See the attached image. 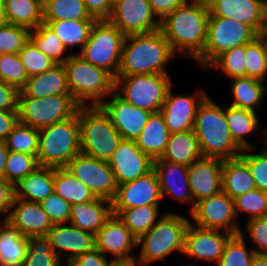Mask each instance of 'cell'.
I'll use <instances>...</instances> for the list:
<instances>
[{
	"label": "cell",
	"mask_w": 267,
	"mask_h": 266,
	"mask_svg": "<svg viewBox=\"0 0 267 266\" xmlns=\"http://www.w3.org/2000/svg\"><path fill=\"white\" fill-rule=\"evenodd\" d=\"M80 105L71 95L55 94L43 98L18 95V121L41 129L72 117Z\"/></svg>",
	"instance_id": "obj_10"
},
{
	"label": "cell",
	"mask_w": 267,
	"mask_h": 266,
	"mask_svg": "<svg viewBox=\"0 0 267 266\" xmlns=\"http://www.w3.org/2000/svg\"><path fill=\"white\" fill-rule=\"evenodd\" d=\"M190 220L176 213H163L161 218L137 240L141 246L139 261L142 266L164 260L173 251L184 252L185 232Z\"/></svg>",
	"instance_id": "obj_7"
},
{
	"label": "cell",
	"mask_w": 267,
	"mask_h": 266,
	"mask_svg": "<svg viewBox=\"0 0 267 266\" xmlns=\"http://www.w3.org/2000/svg\"><path fill=\"white\" fill-rule=\"evenodd\" d=\"M54 192L71 205L85 203L95 198L90 189L65 167L54 168Z\"/></svg>",
	"instance_id": "obj_38"
},
{
	"label": "cell",
	"mask_w": 267,
	"mask_h": 266,
	"mask_svg": "<svg viewBox=\"0 0 267 266\" xmlns=\"http://www.w3.org/2000/svg\"><path fill=\"white\" fill-rule=\"evenodd\" d=\"M47 236L51 240L54 252L61 260L66 251L67 265L78 256L95 248V235L73 226L70 222L54 224Z\"/></svg>",
	"instance_id": "obj_23"
},
{
	"label": "cell",
	"mask_w": 267,
	"mask_h": 266,
	"mask_svg": "<svg viewBox=\"0 0 267 266\" xmlns=\"http://www.w3.org/2000/svg\"><path fill=\"white\" fill-rule=\"evenodd\" d=\"M158 209L159 205H144L126 209H112V212L119 217L138 240L161 218H157L160 214Z\"/></svg>",
	"instance_id": "obj_36"
},
{
	"label": "cell",
	"mask_w": 267,
	"mask_h": 266,
	"mask_svg": "<svg viewBox=\"0 0 267 266\" xmlns=\"http://www.w3.org/2000/svg\"><path fill=\"white\" fill-rule=\"evenodd\" d=\"M29 77L52 69L57 64L43 54L31 40L18 53Z\"/></svg>",
	"instance_id": "obj_50"
},
{
	"label": "cell",
	"mask_w": 267,
	"mask_h": 266,
	"mask_svg": "<svg viewBox=\"0 0 267 266\" xmlns=\"http://www.w3.org/2000/svg\"><path fill=\"white\" fill-rule=\"evenodd\" d=\"M80 152L77 112L66 120L39 129L37 159L40 166L63 168Z\"/></svg>",
	"instance_id": "obj_6"
},
{
	"label": "cell",
	"mask_w": 267,
	"mask_h": 266,
	"mask_svg": "<svg viewBox=\"0 0 267 266\" xmlns=\"http://www.w3.org/2000/svg\"><path fill=\"white\" fill-rule=\"evenodd\" d=\"M160 29L125 36L116 77L135 74H168L166 65L175 57Z\"/></svg>",
	"instance_id": "obj_2"
},
{
	"label": "cell",
	"mask_w": 267,
	"mask_h": 266,
	"mask_svg": "<svg viewBox=\"0 0 267 266\" xmlns=\"http://www.w3.org/2000/svg\"><path fill=\"white\" fill-rule=\"evenodd\" d=\"M112 214V201L95 197L88 202L71 205L70 223L96 235Z\"/></svg>",
	"instance_id": "obj_26"
},
{
	"label": "cell",
	"mask_w": 267,
	"mask_h": 266,
	"mask_svg": "<svg viewBox=\"0 0 267 266\" xmlns=\"http://www.w3.org/2000/svg\"><path fill=\"white\" fill-rule=\"evenodd\" d=\"M137 246V239L117 215L112 214L95 235V247L105 256L112 254L113 259L135 257L130 254Z\"/></svg>",
	"instance_id": "obj_21"
},
{
	"label": "cell",
	"mask_w": 267,
	"mask_h": 266,
	"mask_svg": "<svg viewBox=\"0 0 267 266\" xmlns=\"http://www.w3.org/2000/svg\"><path fill=\"white\" fill-rule=\"evenodd\" d=\"M225 117L229 125L230 134L235 143L242 150L256 148V145H252L250 141L246 140L247 135L263 131L259 128L260 125H258L259 122L256 111L228 105V107L225 108Z\"/></svg>",
	"instance_id": "obj_33"
},
{
	"label": "cell",
	"mask_w": 267,
	"mask_h": 266,
	"mask_svg": "<svg viewBox=\"0 0 267 266\" xmlns=\"http://www.w3.org/2000/svg\"><path fill=\"white\" fill-rule=\"evenodd\" d=\"M222 165V159L202 157L188 167L189 184L195 203L222 192Z\"/></svg>",
	"instance_id": "obj_22"
},
{
	"label": "cell",
	"mask_w": 267,
	"mask_h": 266,
	"mask_svg": "<svg viewBox=\"0 0 267 266\" xmlns=\"http://www.w3.org/2000/svg\"><path fill=\"white\" fill-rule=\"evenodd\" d=\"M37 157L25 153L9 151L5 167V178L15 186L39 167Z\"/></svg>",
	"instance_id": "obj_46"
},
{
	"label": "cell",
	"mask_w": 267,
	"mask_h": 266,
	"mask_svg": "<svg viewBox=\"0 0 267 266\" xmlns=\"http://www.w3.org/2000/svg\"><path fill=\"white\" fill-rule=\"evenodd\" d=\"M208 20L206 0H188L160 21V30L175 54L195 60L207 42Z\"/></svg>",
	"instance_id": "obj_1"
},
{
	"label": "cell",
	"mask_w": 267,
	"mask_h": 266,
	"mask_svg": "<svg viewBox=\"0 0 267 266\" xmlns=\"http://www.w3.org/2000/svg\"><path fill=\"white\" fill-rule=\"evenodd\" d=\"M19 90L0 80V110L18 112Z\"/></svg>",
	"instance_id": "obj_55"
},
{
	"label": "cell",
	"mask_w": 267,
	"mask_h": 266,
	"mask_svg": "<svg viewBox=\"0 0 267 266\" xmlns=\"http://www.w3.org/2000/svg\"><path fill=\"white\" fill-rule=\"evenodd\" d=\"M256 189L248 164L239 156L225 159L222 165V191L231 198Z\"/></svg>",
	"instance_id": "obj_31"
},
{
	"label": "cell",
	"mask_w": 267,
	"mask_h": 266,
	"mask_svg": "<svg viewBox=\"0 0 267 266\" xmlns=\"http://www.w3.org/2000/svg\"><path fill=\"white\" fill-rule=\"evenodd\" d=\"M111 261L96 247L75 258L67 266H110Z\"/></svg>",
	"instance_id": "obj_56"
},
{
	"label": "cell",
	"mask_w": 267,
	"mask_h": 266,
	"mask_svg": "<svg viewBox=\"0 0 267 266\" xmlns=\"http://www.w3.org/2000/svg\"><path fill=\"white\" fill-rule=\"evenodd\" d=\"M110 266H142L139 259L132 257L128 259H111Z\"/></svg>",
	"instance_id": "obj_61"
},
{
	"label": "cell",
	"mask_w": 267,
	"mask_h": 266,
	"mask_svg": "<svg viewBox=\"0 0 267 266\" xmlns=\"http://www.w3.org/2000/svg\"><path fill=\"white\" fill-rule=\"evenodd\" d=\"M259 35L247 24L209 14L207 42L195 59L205 70L221 53L251 43Z\"/></svg>",
	"instance_id": "obj_11"
},
{
	"label": "cell",
	"mask_w": 267,
	"mask_h": 266,
	"mask_svg": "<svg viewBox=\"0 0 267 266\" xmlns=\"http://www.w3.org/2000/svg\"><path fill=\"white\" fill-rule=\"evenodd\" d=\"M202 157L198 140L192 129L170 133L163 155L160 159L154 161H169L189 167L194 161Z\"/></svg>",
	"instance_id": "obj_29"
},
{
	"label": "cell",
	"mask_w": 267,
	"mask_h": 266,
	"mask_svg": "<svg viewBox=\"0 0 267 266\" xmlns=\"http://www.w3.org/2000/svg\"><path fill=\"white\" fill-rule=\"evenodd\" d=\"M16 198L40 203L54 192V167L39 166L16 186Z\"/></svg>",
	"instance_id": "obj_32"
},
{
	"label": "cell",
	"mask_w": 267,
	"mask_h": 266,
	"mask_svg": "<svg viewBox=\"0 0 267 266\" xmlns=\"http://www.w3.org/2000/svg\"><path fill=\"white\" fill-rule=\"evenodd\" d=\"M30 40L56 64H63L70 56L69 53L64 55L67 49L56 34L44 23L30 31Z\"/></svg>",
	"instance_id": "obj_41"
},
{
	"label": "cell",
	"mask_w": 267,
	"mask_h": 266,
	"mask_svg": "<svg viewBox=\"0 0 267 266\" xmlns=\"http://www.w3.org/2000/svg\"><path fill=\"white\" fill-rule=\"evenodd\" d=\"M28 250V237L8 220H0V266H22Z\"/></svg>",
	"instance_id": "obj_30"
},
{
	"label": "cell",
	"mask_w": 267,
	"mask_h": 266,
	"mask_svg": "<svg viewBox=\"0 0 267 266\" xmlns=\"http://www.w3.org/2000/svg\"><path fill=\"white\" fill-rule=\"evenodd\" d=\"M9 151L25 153L37 157L39 129L17 122L5 139Z\"/></svg>",
	"instance_id": "obj_43"
},
{
	"label": "cell",
	"mask_w": 267,
	"mask_h": 266,
	"mask_svg": "<svg viewBox=\"0 0 267 266\" xmlns=\"http://www.w3.org/2000/svg\"><path fill=\"white\" fill-rule=\"evenodd\" d=\"M245 232L232 235L225 244L223 254L217 266H250L255 255L252 248L248 251L245 242Z\"/></svg>",
	"instance_id": "obj_44"
},
{
	"label": "cell",
	"mask_w": 267,
	"mask_h": 266,
	"mask_svg": "<svg viewBox=\"0 0 267 266\" xmlns=\"http://www.w3.org/2000/svg\"><path fill=\"white\" fill-rule=\"evenodd\" d=\"M152 11L161 21L166 15L171 13L175 8L185 4L188 0H148Z\"/></svg>",
	"instance_id": "obj_58"
},
{
	"label": "cell",
	"mask_w": 267,
	"mask_h": 266,
	"mask_svg": "<svg viewBox=\"0 0 267 266\" xmlns=\"http://www.w3.org/2000/svg\"><path fill=\"white\" fill-rule=\"evenodd\" d=\"M21 91L28 97L43 98L55 94L71 95L67 85V73L63 64L27 79Z\"/></svg>",
	"instance_id": "obj_27"
},
{
	"label": "cell",
	"mask_w": 267,
	"mask_h": 266,
	"mask_svg": "<svg viewBox=\"0 0 267 266\" xmlns=\"http://www.w3.org/2000/svg\"><path fill=\"white\" fill-rule=\"evenodd\" d=\"M246 77L265 82L267 76V33L246 44Z\"/></svg>",
	"instance_id": "obj_42"
},
{
	"label": "cell",
	"mask_w": 267,
	"mask_h": 266,
	"mask_svg": "<svg viewBox=\"0 0 267 266\" xmlns=\"http://www.w3.org/2000/svg\"><path fill=\"white\" fill-rule=\"evenodd\" d=\"M209 14L249 25L258 35L267 30V0H206Z\"/></svg>",
	"instance_id": "obj_15"
},
{
	"label": "cell",
	"mask_w": 267,
	"mask_h": 266,
	"mask_svg": "<svg viewBox=\"0 0 267 266\" xmlns=\"http://www.w3.org/2000/svg\"><path fill=\"white\" fill-rule=\"evenodd\" d=\"M193 131L203 157L225 160L237 158L242 153V149L230 134L225 109L215 103L209 95L197 108Z\"/></svg>",
	"instance_id": "obj_3"
},
{
	"label": "cell",
	"mask_w": 267,
	"mask_h": 266,
	"mask_svg": "<svg viewBox=\"0 0 267 266\" xmlns=\"http://www.w3.org/2000/svg\"><path fill=\"white\" fill-rule=\"evenodd\" d=\"M7 23L30 30L43 23V0H4Z\"/></svg>",
	"instance_id": "obj_34"
},
{
	"label": "cell",
	"mask_w": 267,
	"mask_h": 266,
	"mask_svg": "<svg viewBox=\"0 0 267 266\" xmlns=\"http://www.w3.org/2000/svg\"><path fill=\"white\" fill-rule=\"evenodd\" d=\"M262 132L264 133L263 135H265L263 141H264L266 147L261 148L260 153H262L265 157H267V127H266V129L264 127Z\"/></svg>",
	"instance_id": "obj_64"
},
{
	"label": "cell",
	"mask_w": 267,
	"mask_h": 266,
	"mask_svg": "<svg viewBox=\"0 0 267 266\" xmlns=\"http://www.w3.org/2000/svg\"><path fill=\"white\" fill-rule=\"evenodd\" d=\"M80 123L81 152L109 162L123 140L101 105H80L77 109Z\"/></svg>",
	"instance_id": "obj_5"
},
{
	"label": "cell",
	"mask_w": 267,
	"mask_h": 266,
	"mask_svg": "<svg viewBox=\"0 0 267 266\" xmlns=\"http://www.w3.org/2000/svg\"><path fill=\"white\" fill-rule=\"evenodd\" d=\"M189 213L191 223L201 228L217 229L232 235L242 230L236 220L234 199L223 191L199 200Z\"/></svg>",
	"instance_id": "obj_12"
},
{
	"label": "cell",
	"mask_w": 267,
	"mask_h": 266,
	"mask_svg": "<svg viewBox=\"0 0 267 266\" xmlns=\"http://www.w3.org/2000/svg\"><path fill=\"white\" fill-rule=\"evenodd\" d=\"M250 266H267V255L255 254Z\"/></svg>",
	"instance_id": "obj_62"
},
{
	"label": "cell",
	"mask_w": 267,
	"mask_h": 266,
	"mask_svg": "<svg viewBox=\"0 0 267 266\" xmlns=\"http://www.w3.org/2000/svg\"><path fill=\"white\" fill-rule=\"evenodd\" d=\"M7 219L26 237L46 236L53 227L40 203L16 197Z\"/></svg>",
	"instance_id": "obj_24"
},
{
	"label": "cell",
	"mask_w": 267,
	"mask_h": 266,
	"mask_svg": "<svg viewBox=\"0 0 267 266\" xmlns=\"http://www.w3.org/2000/svg\"><path fill=\"white\" fill-rule=\"evenodd\" d=\"M256 148L243 149L240 157L248 164L256 188L267 192V157L262 153H251Z\"/></svg>",
	"instance_id": "obj_51"
},
{
	"label": "cell",
	"mask_w": 267,
	"mask_h": 266,
	"mask_svg": "<svg viewBox=\"0 0 267 266\" xmlns=\"http://www.w3.org/2000/svg\"><path fill=\"white\" fill-rule=\"evenodd\" d=\"M246 45L229 49L217 56L205 70L209 68H219L228 78L246 77Z\"/></svg>",
	"instance_id": "obj_45"
},
{
	"label": "cell",
	"mask_w": 267,
	"mask_h": 266,
	"mask_svg": "<svg viewBox=\"0 0 267 266\" xmlns=\"http://www.w3.org/2000/svg\"><path fill=\"white\" fill-rule=\"evenodd\" d=\"M108 20L125 36L160 29V20L152 11L148 0H114Z\"/></svg>",
	"instance_id": "obj_14"
},
{
	"label": "cell",
	"mask_w": 267,
	"mask_h": 266,
	"mask_svg": "<svg viewBox=\"0 0 267 266\" xmlns=\"http://www.w3.org/2000/svg\"><path fill=\"white\" fill-rule=\"evenodd\" d=\"M71 96L79 105H100L115 92V77L103 68L70 54L63 63Z\"/></svg>",
	"instance_id": "obj_4"
},
{
	"label": "cell",
	"mask_w": 267,
	"mask_h": 266,
	"mask_svg": "<svg viewBox=\"0 0 267 266\" xmlns=\"http://www.w3.org/2000/svg\"><path fill=\"white\" fill-rule=\"evenodd\" d=\"M194 95L173 94L169 88L160 112L163 114L170 133L192 130L195 123L196 111L199 104L207 96L201 90Z\"/></svg>",
	"instance_id": "obj_19"
},
{
	"label": "cell",
	"mask_w": 267,
	"mask_h": 266,
	"mask_svg": "<svg viewBox=\"0 0 267 266\" xmlns=\"http://www.w3.org/2000/svg\"><path fill=\"white\" fill-rule=\"evenodd\" d=\"M110 96L112 97L110 101L105 100L100 105L108 113L123 140H136L152 112L134 107L116 92Z\"/></svg>",
	"instance_id": "obj_20"
},
{
	"label": "cell",
	"mask_w": 267,
	"mask_h": 266,
	"mask_svg": "<svg viewBox=\"0 0 267 266\" xmlns=\"http://www.w3.org/2000/svg\"><path fill=\"white\" fill-rule=\"evenodd\" d=\"M115 92L134 107L158 112L169 88L173 85L168 74H135L116 77Z\"/></svg>",
	"instance_id": "obj_9"
},
{
	"label": "cell",
	"mask_w": 267,
	"mask_h": 266,
	"mask_svg": "<svg viewBox=\"0 0 267 266\" xmlns=\"http://www.w3.org/2000/svg\"><path fill=\"white\" fill-rule=\"evenodd\" d=\"M170 132L166 126L163 114L153 112L135 142L138 148L153 161L160 159L169 141Z\"/></svg>",
	"instance_id": "obj_28"
},
{
	"label": "cell",
	"mask_w": 267,
	"mask_h": 266,
	"mask_svg": "<svg viewBox=\"0 0 267 266\" xmlns=\"http://www.w3.org/2000/svg\"><path fill=\"white\" fill-rule=\"evenodd\" d=\"M231 90L233 92L234 101L231 106L236 108L257 110L261 106L263 97L267 93V86L263 81H259L250 77H240L230 79Z\"/></svg>",
	"instance_id": "obj_35"
},
{
	"label": "cell",
	"mask_w": 267,
	"mask_h": 266,
	"mask_svg": "<svg viewBox=\"0 0 267 266\" xmlns=\"http://www.w3.org/2000/svg\"><path fill=\"white\" fill-rule=\"evenodd\" d=\"M162 194L154 170L135 180L118 185L112 209H126L144 205H159Z\"/></svg>",
	"instance_id": "obj_18"
},
{
	"label": "cell",
	"mask_w": 267,
	"mask_h": 266,
	"mask_svg": "<svg viewBox=\"0 0 267 266\" xmlns=\"http://www.w3.org/2000/svg\"><path fill=\"white\" fill-rule=\"evenodd\" d=\"M97 20L87 11L84 0H43V21Z\"/></svg>",
	"instance_id": "obj_39"
},
{
	"label": "cell",
	"mask_w": 267,
	"mask_h": 266,
	"mask_svg": "<svg viewBox=\"0 0 267 266\" xmlns=\"http://www.w3.org/2000/svg\"><path fill=\"white\" fill-rule=\"evenodd\" d=\"M96 20H58L43 21L60 39L66 49L80 46V51L86 44L92 26Z\"/></svg>",
	"instance_id": "obj_37"
},
{
	"label": "cell",
	"mask_w": 267,
	"mask_h": 266,
	"mask_svg": "<svg viewBox=\"0 0 267 266\" xmlns=\"http://www.w3.org/2000/svg\"><path fill=\"white\" fill-rule=\"evenodd\" d=\"M15 197V185L6 178H0V214L5 215L4 219L0 217V220L8 218Z\"/></svg>",
	"instance_id": "obj_54"
},
{
	"label": "cell",
	"mask_w": 267,
	"mask_h": 266,
	"mask_svg": "<svg viewBox=\"0 0 267 266\" xmlns=\"http://www.w3.org/2000/svg\"><path fill=\"white\" fill-rule=\"evenodd\" d=\"M65 168L83 182L95 197L112 201L116 196L118 184L109 162L80 152Z\"/></svg>",
	"instance_id": "obj_13"
},
{
	"label": "cell",
	"mask_w": 267,
	"mask_h": 266,
	"mask_svg": "<svg viewBox=\"0 0 267 266\" xmlns=\"http://www.w3.org/2000/svg\"><path fill=\"white\" fill-rule=\"evenodd\" d=\"M62 261L47 235L28 237V250L22 266H66Z\"/></svg>",
	"instance_id": "obj_40"
},
{
	"label": "cell",
	"mask_w": 267,
	"mask_h": 266,
	"mask_svg": "<svg viewBox=\"0 0 267 266\" xmlns=\"http://www.w3.org/2000/svg\"><path fill=\"white\" fill-rule=\"evenodd\" d=\"M245 228L254 253L267 255V216L247 220Z\"/></svg>",
	"instance_id": "obj_53"
},
{
	"label": "cell",
	"mask_w": 267,
	"mask_h": 266,
	"mask_svg": "<svg viewBox=\"0 0 267 266\" xmlns=\"http://www.w3.org/2000/svg\"><path fill=\"white\" fill-rule=\"evenodd\" d=\"M40 205L54 224L69 223L71 204L55 192L44 198Z\"/></svg>",
	"instance_id": "obj_52"
},
{
	"label": "cell",
	"mask_w": 267,
	"mask_h": 266,
	"mask_svg": "<svg viewBox=\"0 0 267 266\" xmlns=\"http://www.w3.org/2000/svg\"><path fill=\"white\" fill-rule=\"evenodd\" d=\"M235 214L247 213L248 220L267 216V192L259 189L248 191L234 198Z\"/></svg>",
	"instance_id": "obj_47"
},
{
	"label": "cell",
	"mask_w": 267,
	"mask_h": 266,
	"mask_svg": "<svg viewBox=\"0 0 267 266\" xmlns=\"http://www.w3.org/2000/svg\"><path fill=\"white\" fill-rule=\"evenodd\" d=\"M84 3L90 15L101 20L110 17L114 0H84Z\"/></svg>",
	"instance_id": "obj_57"
},
{
	"label": "cell",
	"mask_w": 267,
	"mask_h": 266,
	"mask_svg": "<svg viewBox=\"0 0 267 266\" xmlns=\"http://www.w3.org/2000/svg\"><path fill=\"white\" fill-rule=\"evenodd\" d=\"M17 122L18 112L0 110V141H5Z\"/></svg>",
	"instance_id": "obj_59"
},
{
	"label": "cell",
	"mask_w": 267,
	"mask_h": 266,
	"mask_svg": "<svg viewBox=\"0 0 267 266\" xmlns=\"http://www.w3.org/2000/svg\"><path fill=\"white\" fill-rule=\"evenodd\" d=\"M30 31L11 23L0 25V54H18L30 40Z\"/></svg>",
	"instance_id": "obj_48"
},
{
	"label": "cell",
	"mask_w": 267,
	"mask_h": 266,
	"mask_svg": "<svg viewBox=\"0 0 267 266\" xmlns=\"http://www.w3.org/2000/svg\"><path fill=\"white\" fill-rule=\"evenodd\" d=\"M154 161L143 153L135 140H122L109 161L118 185L135 180L153 170Z\"/></svg>",
	"instance_id": "obj_16"
},
{
	"label": "cell",
	"mask_w": 267,
	"mask_h": 266,
	"mask_svg": "<svg viewBox=\"0 0 267 266\" xmlns=\"http://www.w3.org/2000/svg\"><path fill=\"white\" fill-rule=\"evenodd\" d=\"M28 78L19 54H0V80L20 91Z\"/></svg>",
	"instance_id": "obj_49"
},
{
	"label": "cell",
	"mask_w": 267,
	"mask_h": 266,
	"mask_svg": "<svg viewBox=\"0 0 267 266\" xmlns=\"http://www.w3.org/2000/svg\"><path fill=\"white\" fill-rule=\"evenodd\" d=\"M9 150L6 146L5 141H0V178H5V167Z\"/></svg>",
	"instance_id": "obj_60"
},
{
	"label": "cell",
	"mask_w": 267,
	"mask_h": 266,
	"mask_svg": "<svg viewBox=\"0 0 267 266\" xmlns=\"http://www.w3.org/2000/svg\"><path fill=\"white\" fill-rule=\"evenodd\" d=\"M231 236L225 231L198 227L190 221L185 232L183 254L198 260L215 261L217 264Z\"/></svg>",
	"instance_id": "obj_17"
},
{
	"label": "cell",
	"mask_w": 267,
	"mask_h": 266,
	"mask_svg": "<svg viewBox=\"0 0 267 266\" xmlns=\"http://www.w3.org/2000/svg\"><path fill=\"white\" fill-rule=\"evenodd\" d=\"M7 23L4 0H0V25Z\"/></svg>",
	"instance_id": "obj_63"
},
{
	"label": "cell",
	"mask_w": 267,
	"mask_h": 266,
	"mask_svg": "<svg viewBox=\"0 0 267 266\" xmlns=\"http://www.w3.org/2000/svg\"><path fill=\"white\" fill-rule=\"evenodd\" d=\"M124 39L125 35L108 19L96 20L86 44L77 54L116 78Z\"/></svg>",
	"instance_id": "obj_8"
},
{
	"label": "cell",
	"mask_w": 267,
	"mask_h": 266,
	"mask_svg": "<svg viewBox=\"0 0 267 266\" xmlns=\"http://www.w3.org/2000/svg\"><path fill=\"white\" fill-rule=\"evenodd\" d=\"M153 170L158 177L162 198L169 195L180 202H187L190 204V212L195 202L189 184L188 166L169 161H154Z\"/></svg>",
	"instance_id": "obj_25"
}]
</instances>
